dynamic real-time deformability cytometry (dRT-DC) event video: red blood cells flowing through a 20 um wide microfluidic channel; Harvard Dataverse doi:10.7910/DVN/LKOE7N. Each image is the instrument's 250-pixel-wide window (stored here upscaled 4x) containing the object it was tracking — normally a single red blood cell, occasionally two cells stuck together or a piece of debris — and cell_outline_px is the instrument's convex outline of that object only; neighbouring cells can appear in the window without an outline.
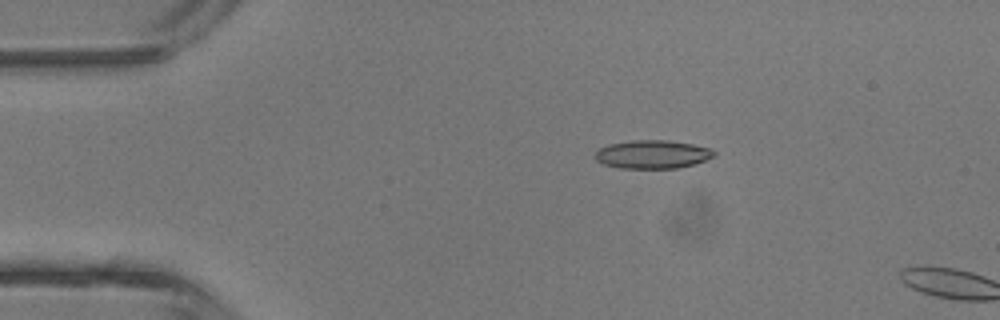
{"species": "common noctule bat (a hibernating species)", "species_latin": "Nyctalus noctula", "temperature_condition": "room temperature", "stored_images_in_passage": 3, "camera_frame_rate_fps": 3000, "um_per_image_px": 0.085, "animal": {"sex": "male", "body_mass_g": 13.3}, "frame": {"image": 1, "passage_image": 2, "time_ms": 1.333, "image_size_px": [1000, 320], "cell_outline_px": [[716, 156], [680, 168], [620, 168], [604, 164], [596, 160], [592, 156], [600, 148], [608, 144], [632, 140], [668, 140], [692, 144], [708, 148], [716, 152]], "centroid_in_image_um": [55.43, 13.11], "position_along_channel_um": 29.6, "area_um2": 19.65}}